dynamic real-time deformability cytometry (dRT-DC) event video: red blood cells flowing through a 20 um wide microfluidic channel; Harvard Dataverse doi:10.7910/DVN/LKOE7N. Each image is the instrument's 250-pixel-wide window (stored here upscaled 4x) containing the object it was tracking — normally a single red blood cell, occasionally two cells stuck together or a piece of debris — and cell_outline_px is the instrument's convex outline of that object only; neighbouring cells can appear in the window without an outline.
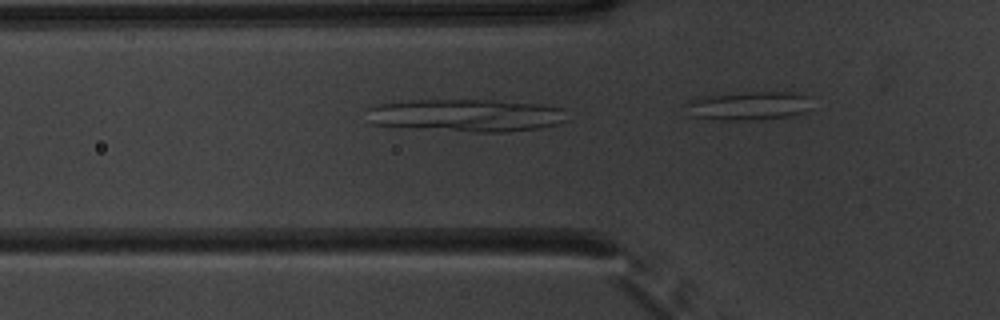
{"species": "common noctule bat (a hibernating species)", "species_latin": "Nyctalus noctula", "temperature_condition": "warm", "stored_images_in_passage": 6, "segment_of_instrument_passage": [1, 2], "camera_frame_rate_fps": 3000, "um_per_image_px": 0.085, "animal": {"sex": "male", "body_mass_g": 20.1, "forearm_length_mm": 53.5}, "frame": {"image": 1, "passage_image": 5, "time_ms": 1.333, "image_size_px": [1000, 320], "cell_outline_px": [[568, 120], [556, 124], [540, 128], [508, 132], [472, 132], [416, 128], [372, 124], [364, 108], [380, 104], [412, 100], [496, 100], [540, 104], [564, 108]], "centroid_in_image_um": [39.65, 9.8], "position_along_channel_um": 86.1, "area_um2": 38.26}}